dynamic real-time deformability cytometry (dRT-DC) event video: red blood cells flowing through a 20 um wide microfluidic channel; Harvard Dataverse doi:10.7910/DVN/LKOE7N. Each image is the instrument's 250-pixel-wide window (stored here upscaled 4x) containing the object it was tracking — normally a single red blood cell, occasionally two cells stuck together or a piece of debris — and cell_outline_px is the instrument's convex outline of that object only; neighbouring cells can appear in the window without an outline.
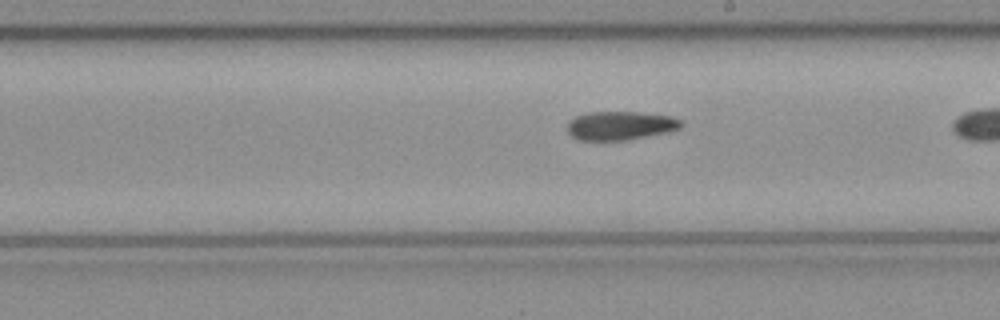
{"species": "common noctule bat (a hibernating species)", "species_latin": "Nyctalus noctula", "temperature_condition": "cold", "stored_images_in_passage": 30, "camera_frame_rate_fps": 3000, "um_per_image_px": 0.085, "animal": {"sex": "female", "body_mass_g": 21.9}, "frame": {"image": 1, "passage_image": 26, "time_ms": 8.333, "image_size_px": [1000, 320], "cell_outline_px": [[684, 124], [680, 128], [668, 132], [628, 140], [576, 140], [568, 132], [568, 120], [576, 116], [588, 112], [640, 112], [672, 116], [680, 120]], "centroid_in_image_um": [52.73, 10.67], "position_along_channel_um": 236.3, "area_um2": 19.19}}